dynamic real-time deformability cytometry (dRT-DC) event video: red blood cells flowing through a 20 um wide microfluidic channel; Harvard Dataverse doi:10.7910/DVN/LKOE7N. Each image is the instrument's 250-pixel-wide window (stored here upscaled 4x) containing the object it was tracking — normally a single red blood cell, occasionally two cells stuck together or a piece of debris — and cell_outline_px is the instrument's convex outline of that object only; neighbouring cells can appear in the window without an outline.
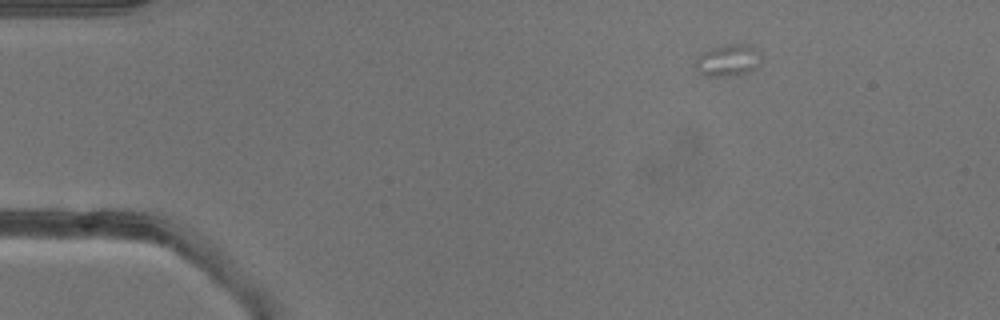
{"species": "common noctule bat (a hibernating species)", "species_latin": "Nyctalus noctula", "temperature_condition": "warm", "stored_images_in_passage": 15, "camera_frame_rate_fps": 3000, "um_per_image_px": 0.085, "animal": {"sex": "male", "body_mass_g": 13.3}, "frame": {"image": 1, "passage_image": 1, "time_ms": 0.0, "image_size_px": [1000, 320], "cell_outline_px": [[760, 60], [756, 68], [748, 72], [736, 76], [704, 76], [700, 72], [696, 64], [696, 56], [712, 48], [724, 44], [752, 44], [760, 56]], "centroid_in_image_um": [61.9, 5.12], "position_along_channel_um": 23.1, "area_um2": 12.2}}